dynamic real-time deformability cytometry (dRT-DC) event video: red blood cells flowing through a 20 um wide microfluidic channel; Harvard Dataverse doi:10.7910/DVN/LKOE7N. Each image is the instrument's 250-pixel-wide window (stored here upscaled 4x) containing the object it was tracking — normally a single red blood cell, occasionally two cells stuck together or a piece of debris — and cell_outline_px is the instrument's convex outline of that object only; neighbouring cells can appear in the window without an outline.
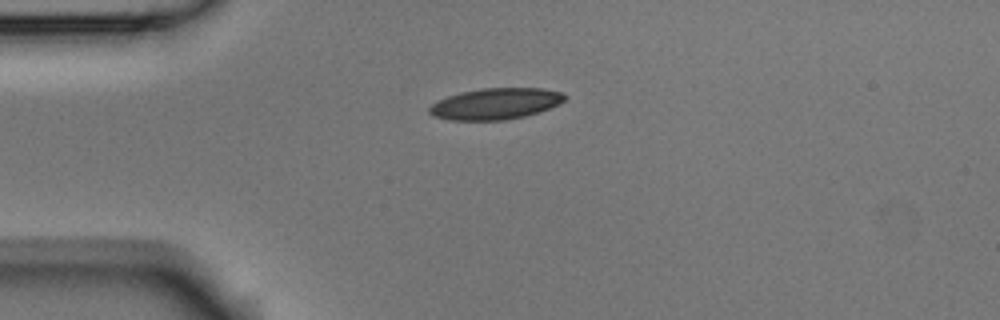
{"species": "Egyptian fruit bat (a non-hibernating species)", "species_latin": "Rousettus aegyptiacus", "temperature_condition": "room temperature", "stored_images_in_passage": 12, "camera_frame_rate_fps": 3000, "um_per_image_px": 0.085, "animal": {"sex": "male"}, "frame": {"image": 1, "passage_image": 1, "time_ms": 0.0, "image_size_px": [1000, 320], "cell_outline_px": [[568, 96], [564, 100], [548, 108], [524, 116], [504, 120], [448, 120], [432, 116], [428, 112], [428, 108], [436, 100], [460, 92], [484, 88], [540, 88], [560, 92]], "centroid_in_image_um": [42.05, 8.82], "position_along_channel_um": 43.0, "area_um2": 24.51}}
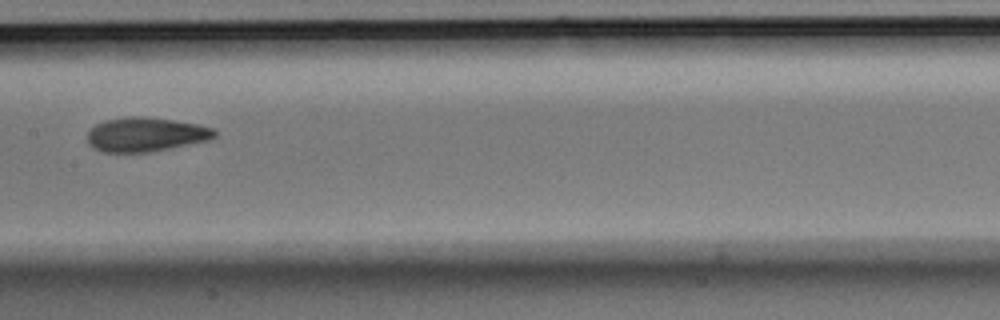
{"frame": {"image": 2, "passage_image": 5, "time_ms": 1.333, "image_size_px": [1000, 320], "cell_outline_px": [[216, 136], [208, 140], [148, 152], [104, 152], [92, 148], [88, 144], [88, 132], [96, 124], [104, 120], [128, 116], [144, 116], [172, 120], [196, 124], [212, 128], [216, 132]], "centroid_in_image_um": [12.34, 11.42], "position_along_channel_um": 195.1, "area_um2": 25.14}}
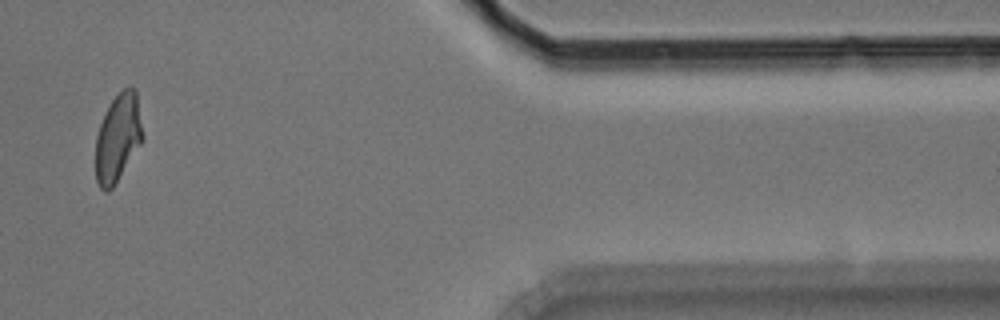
{"frame": {"image": 3, "passage_image": 10, "time_ms": 3.0, "image_size_px": [1000, 320], "cell_outline_px": [[140, 144], [112, 188], [108, 192], [104, 192], [100, 188], [96, 180], [96, 136], [100, 124], [112, 100], [124, 88], [136, 88], [140, 124]], "centroid_in_image_um": [9.97, 11.75], "position_along_channel_um": 401.4, "area_um2": 23.12}}